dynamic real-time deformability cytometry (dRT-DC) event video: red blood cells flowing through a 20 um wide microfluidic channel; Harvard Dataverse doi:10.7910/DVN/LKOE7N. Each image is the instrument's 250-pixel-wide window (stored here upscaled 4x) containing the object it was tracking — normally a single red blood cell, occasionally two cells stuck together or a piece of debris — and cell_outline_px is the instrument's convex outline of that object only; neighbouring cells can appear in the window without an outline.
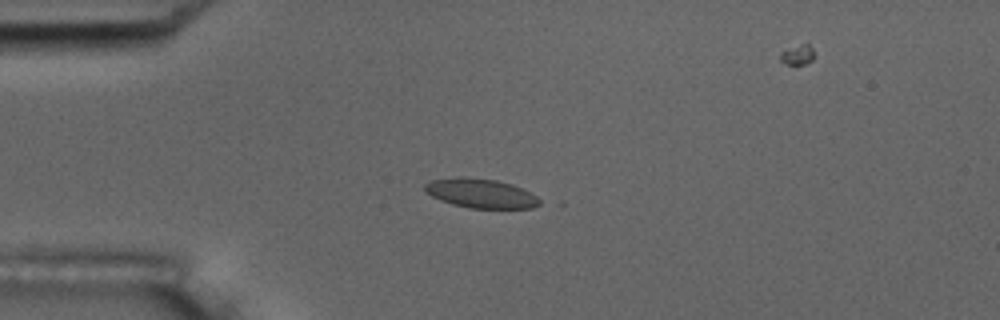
{"species": "common noctule bat (a hibernating species)", "species_latin": "Nyctalus noctula", "temperature_condition": "room temperature", "stored_images_in_passage": 6, "camera_frame_rate_fps": 3000, "um_per_image_px": 0.085, "animal": {"sex": "male", "body_mass_g": 17.5, "forearm_length_mm": 52.3}, "frame": {"image": 1, "passage_image": 4, "time_ms": 3.667, "image_size_px": [1000, 320], "cell_outline_px": [[544, 200], [540, 204], [532, 208], [468, 208], [452, 204], [440, 200], [432, 196], [424, 188], [424, 184], [432, 180], [460, 176], [468, 176], [496, 180], [512, 184]], "centroid_in_image_um": [40.87, 16.43], "position_along_channel_um": 44.1, "area_um2": 19.65}}